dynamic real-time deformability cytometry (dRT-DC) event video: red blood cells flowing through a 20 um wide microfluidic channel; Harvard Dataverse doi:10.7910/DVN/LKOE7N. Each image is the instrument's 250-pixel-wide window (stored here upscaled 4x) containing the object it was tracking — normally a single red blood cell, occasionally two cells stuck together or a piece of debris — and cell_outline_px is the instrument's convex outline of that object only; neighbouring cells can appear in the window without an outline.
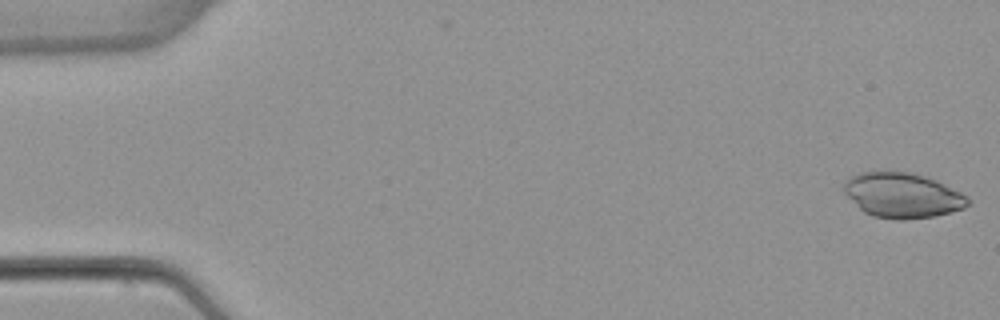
{"species": "common noctule bat (a hibernating species)", "species_latin": "Nyctalus noctula", "temperature_condition": "warm", "stored_images_in_passage": 52, "camera_frame_rate_fps": 3000, "um_per_image_px": 0.085, "animal": {"sex": "female", "body_mass_g": 22.7, "forearm_length_mm": 54.2}, "frame": {"image": 1, "passage_image": 1, "time_ms": 0.0, "image_size_px": [1000, 320], "cell_outline_px": [[972, 200], [964, 208], [952, 212], [936, 216], [904, 220], [896, 220], [872, 216], [864, 212], [844, 192], [844, 180], [848, 176], [860, 172], [912, 172], [936, 180], [968, 196]], "centroid_in_image_um": [76.72, 16.61], "position_along_channel_um": 8.3, "area_um2": 32.66}}
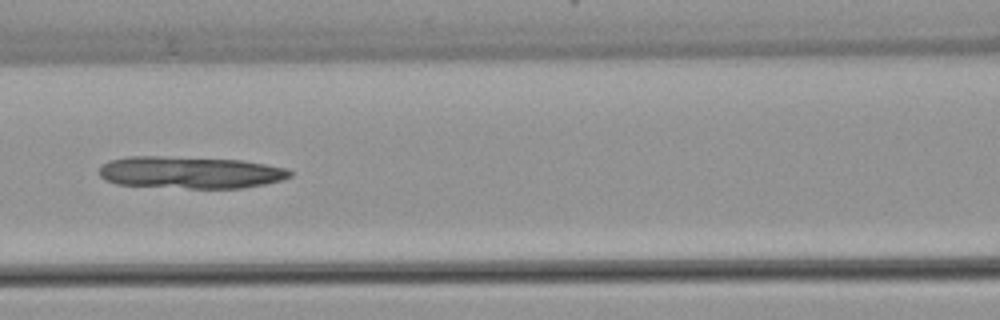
{"frame": {"image": 2, "passage_image": 23, "time_ms": 7.333, "image_size_px": [1000, 320], "cell_outline_px": [[292, 176], [280, 180], [264, 184], [244, 188], [188, 188], [116, 184], [104, 180], [100, 176], [100, 168], [108, 160], [128, 156], [160, 156], [244, 160], [284, 168], [292, 172]], "centroid_in_image_um": [16.14, 14.65], "position_along_channel_um": 150.5, "area_um2": 35.6}}
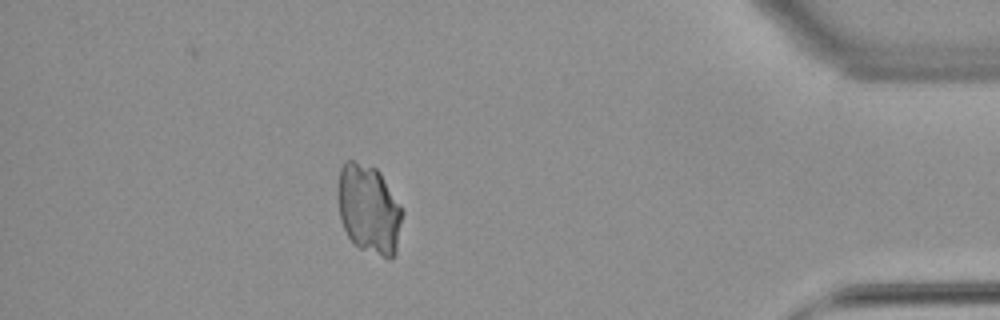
{"frame": {"image": 3, "passage_image": 46, "time_ms": 15.0, "image_size_px": [1000, 320], "cell_outline_px": [[404, 212], [396, 252], [392, 260], [388, 260], [360, 248], [348, 236], [340, 220], [336, 196], [340, 168], [344, 160], [352, 160], [376, 168], [380, 172], [400, 204]], "centroid_in_image_um": [31.35, 17.78], "position_along_channel_um": 403.8, "area_um2": 34.1}}